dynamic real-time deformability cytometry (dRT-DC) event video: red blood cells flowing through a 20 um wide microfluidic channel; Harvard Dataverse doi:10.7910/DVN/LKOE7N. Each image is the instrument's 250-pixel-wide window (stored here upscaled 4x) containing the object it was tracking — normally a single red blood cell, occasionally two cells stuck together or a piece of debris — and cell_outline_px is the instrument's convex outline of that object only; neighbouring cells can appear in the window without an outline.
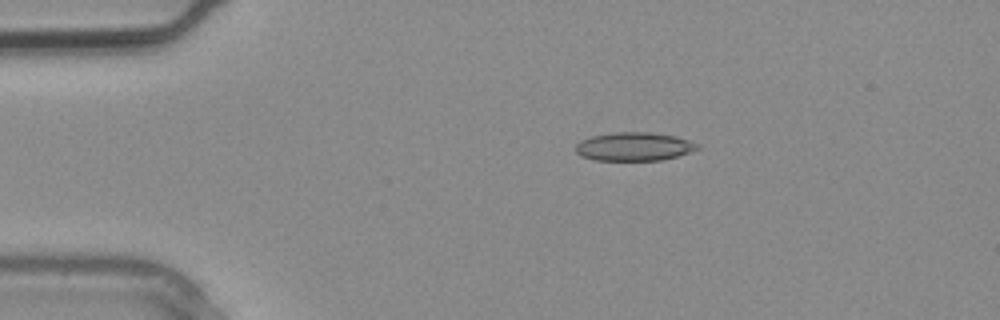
{"species": "common noctule bat (a hibernating species)", "species_latin": "Nyctalus noctula", "temperature_condition": "warm", "stored_images_in_passage": 5, "camera_frame_rate_fps": 3000, "um_per_image_px": 0.085, "animal": {"sex": "male", "body_mass_g": 20.4}, "frame": {"image": 1, "passage_image": 1, "time_ms": 0.0, "image_size_px": [1000, 320], "cell_outline_px": [[700, 148], [676, 156], [660, 160], [596, 160], [580, 156], [576, 152], [576, 144], [580, 140], [592, 136], [612, 132], [652, 132], [676, 136], [700, 144]], "centroid_in_image_um": [53.88, 12.45], "position_along_channel_um": 31.1, "area_um2": 20.23}}